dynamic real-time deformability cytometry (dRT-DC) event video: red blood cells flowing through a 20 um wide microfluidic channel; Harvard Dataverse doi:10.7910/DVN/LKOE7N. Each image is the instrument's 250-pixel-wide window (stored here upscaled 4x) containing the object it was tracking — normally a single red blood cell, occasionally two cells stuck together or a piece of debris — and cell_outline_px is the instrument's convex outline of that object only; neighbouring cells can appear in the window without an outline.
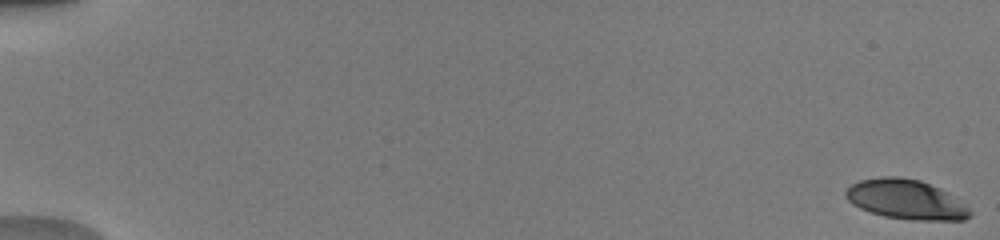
{"species": "human", "species_latin": "Homo sapiens", "temperature_condition": "warm", "stored_images_in_passage": 46, "camera_frame_rate_fps": 3000, "um_per_image_px": 0.085, "donor": {"sex": "male"}, "frame": {"image": 1, "passage_image": 1, "time_ms": 0.0, "image_size_px": [1000, 240], "cell_outline_px": [[972, 216], [964, 220], [912, 220], [884, 216], [860, 208], [852, 204], [844, 196], [844, 192], [852, 184], [860, 180], [884, 176], [896, 176], [920, 180], [940, 188], [968, 208], [972, 212]], "centroid_in_image_um": [76.98, 16.95], "position_along_channel_um": 8.0, "area_um2": 28.5}, "authors_computed_cell_mechanics": {"area_um2": 40.0265, "velocity_mm_per_s": 3.926, "shape_relaxation_time_tau1_ms": 2.6537, "shape_relaxation_time_tau2_ms": null, "deformation_change_tau1": 0.1683, "deformation_change_tau2": null}}